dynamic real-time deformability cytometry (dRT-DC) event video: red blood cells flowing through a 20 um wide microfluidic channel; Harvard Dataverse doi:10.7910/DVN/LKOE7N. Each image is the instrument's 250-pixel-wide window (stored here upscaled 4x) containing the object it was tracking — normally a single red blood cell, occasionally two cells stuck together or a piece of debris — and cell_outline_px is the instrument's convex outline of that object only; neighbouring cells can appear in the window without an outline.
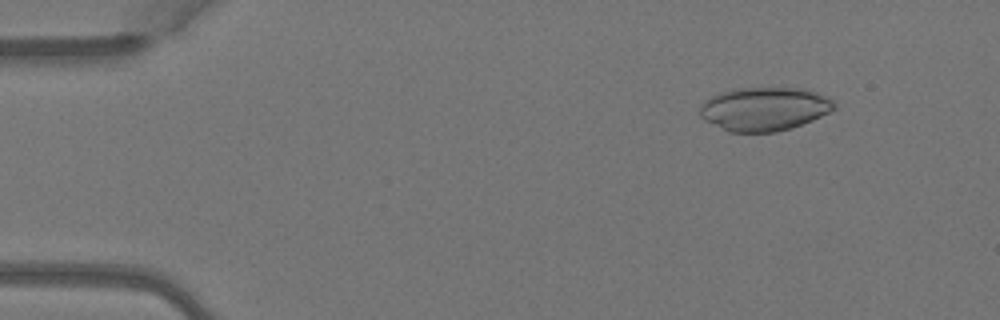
{"species": "Egyptian fruit bat (a non-hibernating species)", "species_latin": "Rousettus aegyptiacus", "temperature_condition": "warm", "stored_images_in_passage": 4, "camera_frame_rate_fps": 3000, "um_per_image_px": 0.085, "animal": {"sex": "female"}, "frame": {"image": 1, "passage_image": 2, "time_ms": 0.333, "image_size_px": [1000, 320], "cell_outline_px": [[836, 108], [812, 120], [792, 128], [776, 132], [728, 132], [704, 120], [700, 116], [700, 104], [712, 96], [720, 92], [732, 88], [804, 88], [828, 96], [836, 104]], "centroid_in_image_um": [64.96, 9.25], "position_along_channel_um": 20.0, "area_um2": 34.33}}